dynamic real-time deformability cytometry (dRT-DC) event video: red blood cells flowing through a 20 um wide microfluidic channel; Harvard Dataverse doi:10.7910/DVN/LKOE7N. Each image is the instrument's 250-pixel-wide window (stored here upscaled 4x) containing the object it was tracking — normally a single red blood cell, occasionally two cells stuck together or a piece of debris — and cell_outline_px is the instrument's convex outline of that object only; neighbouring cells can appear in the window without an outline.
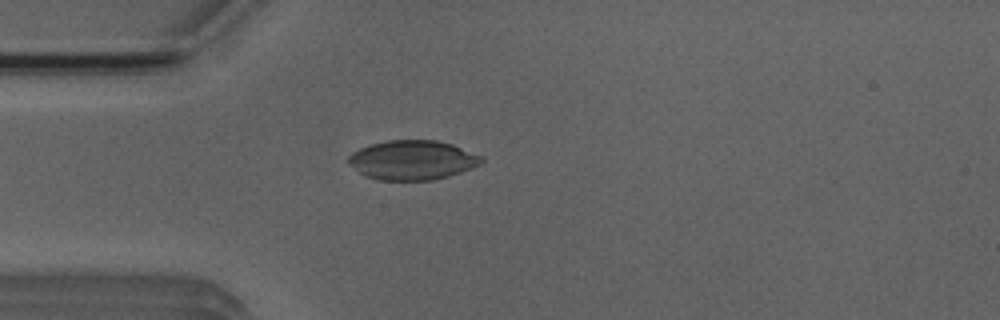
{"species": "Egyptian fruit bat (a non-hibernating species)", "species_latin": "Rousettus aegyptiacus", "temperature_condition": "room temperature", "stored_images_in_passage": 5, "camera_frame_rate_fps": 3000, "um_per_image_px": 0.085, "animal": {"sex": "male"}, "frame": {"image": 1, "passage_image": 5, "time_ms": 4.333, "image_size_px": [1000, 320], "cell_outline_px": [[484, 160], [480, 164], [460, 172], [448, 176], [432, 180], [376, 180], [364, 176], [348, 164], [348, 156], [352, 152], [368, 144], [388, 140], [436, 140], [452, 144], [480, 156]], "centroid_in_image_um": [34.99, 13.6], "position_along_channel_um": 50.0, "area_um2": 30.58}}